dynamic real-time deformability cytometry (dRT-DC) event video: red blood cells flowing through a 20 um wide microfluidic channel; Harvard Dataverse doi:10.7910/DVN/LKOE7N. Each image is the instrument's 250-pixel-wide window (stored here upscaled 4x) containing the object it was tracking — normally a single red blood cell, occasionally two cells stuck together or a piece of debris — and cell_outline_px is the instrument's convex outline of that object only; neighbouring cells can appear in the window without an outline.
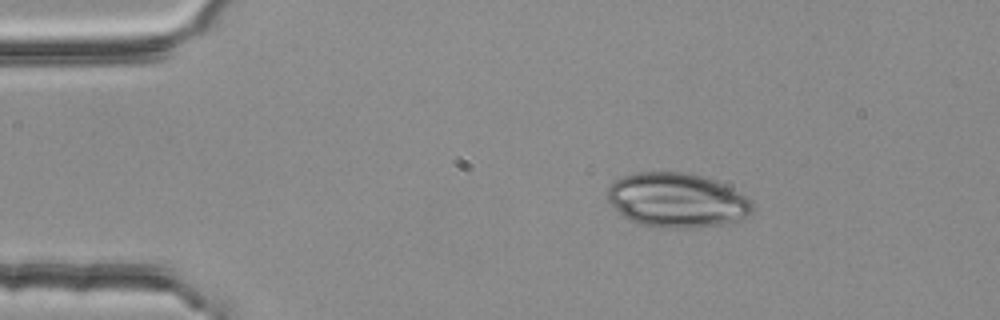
{"species": "common noctule bat (a hibernating species)", "species_latin": "Nyctalus noctula", "temperature_condition": "room temperature", "stored_images_in_passage": 3, "camera_frame_rate_fps": 3000, "um_per_image_px": 0.085, "animal": {"sex": "female", "body_mass_g": 25.1}, "frame": {"image": 1, "passage_image": 1, "time_ms": 0.0, "image_size_px": [1000, 320], "cell_outline_px": [[752, 212], [748, 216], [740, 220], [720, 224], [688, 228], [664, 228], [636, 224], [624, 216], [604, 196], [604, 192], [616, 180], [624, 176], [640, 172], [680, 172], [704, 176], [724, 184], [752, 200]], "centroid_in_image_um": [57.52, 17.02], "position_along_channel_um": 27.5, "area_um2": 45.95}}